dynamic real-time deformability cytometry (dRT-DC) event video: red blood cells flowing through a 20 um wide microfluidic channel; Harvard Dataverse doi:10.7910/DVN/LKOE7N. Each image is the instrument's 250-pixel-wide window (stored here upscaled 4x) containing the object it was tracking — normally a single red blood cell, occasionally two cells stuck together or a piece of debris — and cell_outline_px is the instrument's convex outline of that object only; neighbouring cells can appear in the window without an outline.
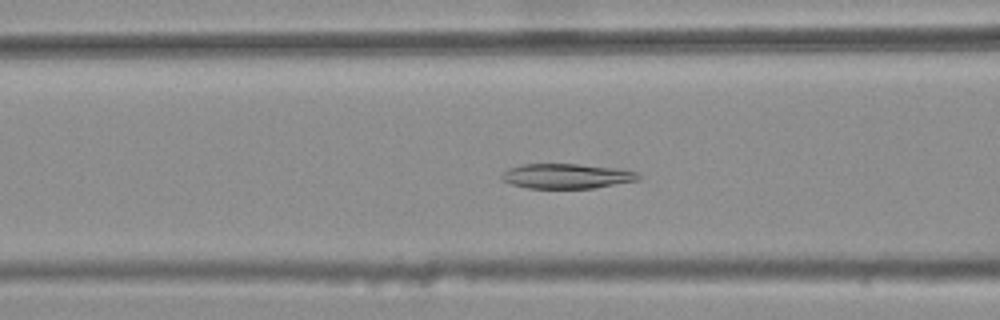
{"species": "common noctule bat (a hibernating species)", "species_latin": "Nyctalus noctula", "temperature_condition": "warm", "stored_images_in_passage": 44, "camera_frame_rate_fps": 3000, "um_per_image_px": 0.085, "animal": {"sex": "female", "body_mass_g": 25.1}, "frame": {"image": 1, "passage_image": 20, "time_ms": 6.333, "image_size_px": [1000, 320], "cell_outline_px": [[640, 180], [592, 188], [528, 188], [512, 184], [500, 180], [500, 176], [508, 168], [520, 164], [580, 164], [624, 168], [636, 172], [640, 176]], "centroid_in_image_um": [48.18, 14.95], "position_along_channel_um": 118.4, "area_um2": 20.06}}
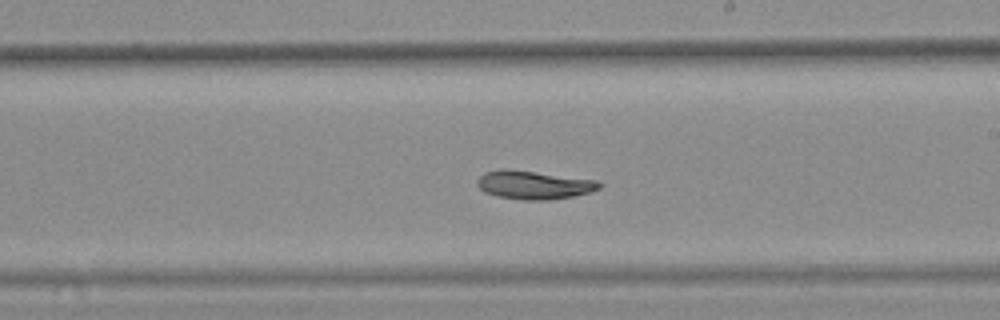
{"frame": {"image": 2, "passage_image": 30, "time_ms": 9.667, "image_size_px": [1000, 320], "cell_outline_px": [[604, 184], [600, 188], [592, 192], [552, 200], [520, 200], [496, 196], [484, 192], [476, 184], [476, 180], [484, 172], [500, 168], [504, 168], [596, 180]], "centroid_in_image_um": [45.35, 15.72], "position_along_channel_um": 243.6, "area_um2": 20.4}}
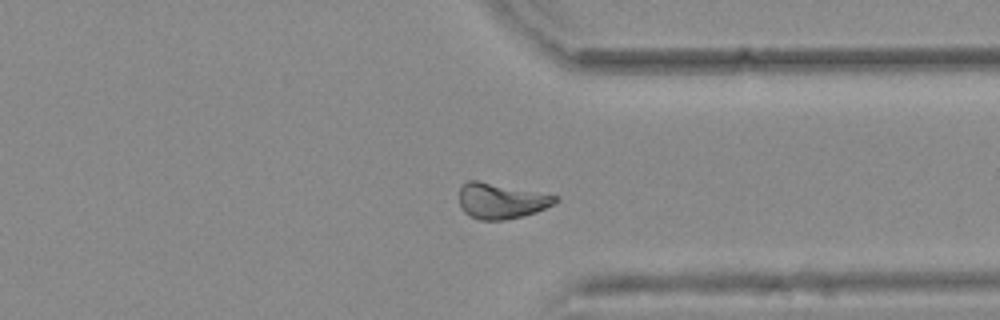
{"frame": {"image": 3, "passage_image": 40, "time_ms": 13.0, "image_size_px": [1000, 320], "cell_outline_px": [[560, 200], [536, 212], [524, 216], [504, 220], [480, 220], [464, 212], [460, 208], [460, 188], [468, 180], [476, 180], [560, 196]], "centroid_in_image_um": [42.61, 17.08], "position_along_channel_um": 368.8, "area_um2": 19.83}}